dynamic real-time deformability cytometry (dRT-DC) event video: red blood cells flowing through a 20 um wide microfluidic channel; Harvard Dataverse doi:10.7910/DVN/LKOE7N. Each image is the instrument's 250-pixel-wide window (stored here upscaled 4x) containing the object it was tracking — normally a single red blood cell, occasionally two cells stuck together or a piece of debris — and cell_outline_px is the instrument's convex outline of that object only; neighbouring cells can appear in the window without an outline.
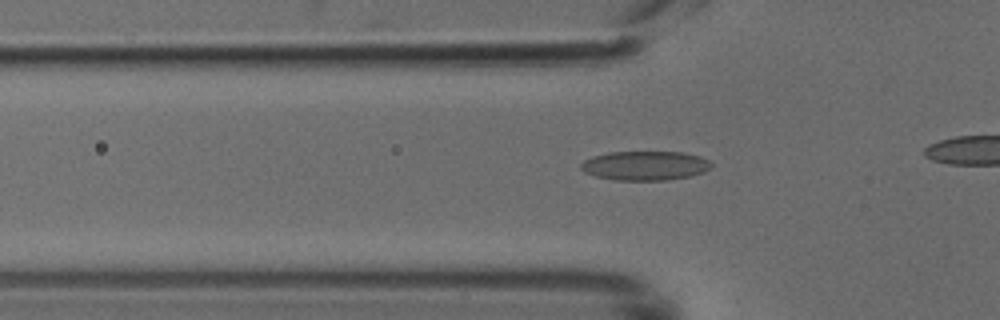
{"species": "common noctule bat (a hibernating species)", "species_latin": "Nyctalus noctula", "temperature_condition": "cold", "stored_images_in_passage": 32, "camera_frame_rate_fps": 3000, "um_per_image_px": 0.085, "animal": {"sex": "male", "body_mass_g": 18.8}, "frame": {"image": 1, "passage_image": 9, "time_ms": 2.667, "image_size_px": [1000, 320], "cell_outline_px": [[712, 168], [704, 172], [688, 176], [664, 180], [616, 180], [596, 176], [584, 172], [580, 168], [580, 164], [584, 160], [592, 156], [608, 152], [684, 152], [700, 156], [708, 160], [712, 164]], "centroid_in_image_um": [54.82, 14.07], "position_along_channel_um": 71.0, "area_um2": 22.25}}
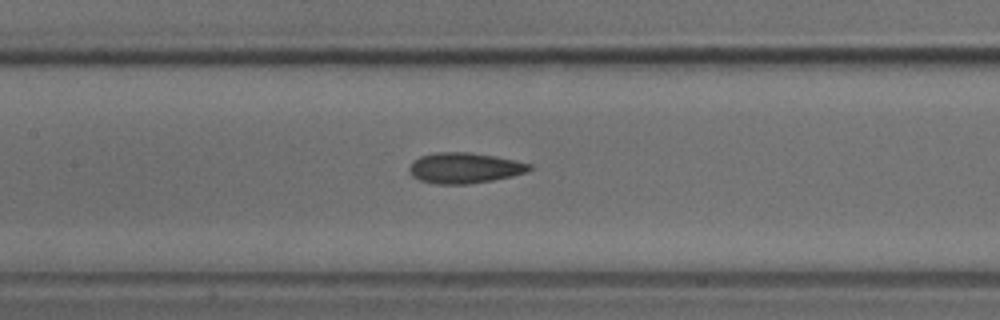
{"frame": {"image": 2, "passage_image": 16, "time_ms": 5.0, "image_size_px": [1000, 320], "cell_outline_px": [[532, 168], [528, 172], [512, 176], [492, 180], [468, 184], [436, 184], [420, 180], [412, 176], [408, 168], [420, 156], [436, 152], [468, 152], [492, 156], [532, 164]], "centroid_in_image_um": [39.49, 14.28], "position_along_channel_um": 167.9, "area_um2": 21.21}}
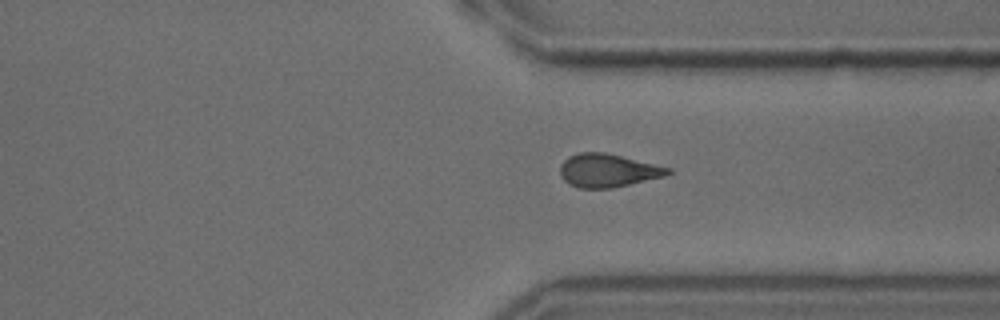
{"frame": {"image": 3, "passage_image": 30, "time_ms": 9.667, "image_size_px": [1000, 320], "cell_outline_px": [[672, 172], [664, 176], [612, 188], [580, 188], [568, 184], [560, 176], [560, 164], [568, 156], [580, 152], [604, 152], [672, 168]], "centroid_in_image_um": [51.63, 14.49], "position_along_channel_um": 359.8, "area_um2": 20.87}}